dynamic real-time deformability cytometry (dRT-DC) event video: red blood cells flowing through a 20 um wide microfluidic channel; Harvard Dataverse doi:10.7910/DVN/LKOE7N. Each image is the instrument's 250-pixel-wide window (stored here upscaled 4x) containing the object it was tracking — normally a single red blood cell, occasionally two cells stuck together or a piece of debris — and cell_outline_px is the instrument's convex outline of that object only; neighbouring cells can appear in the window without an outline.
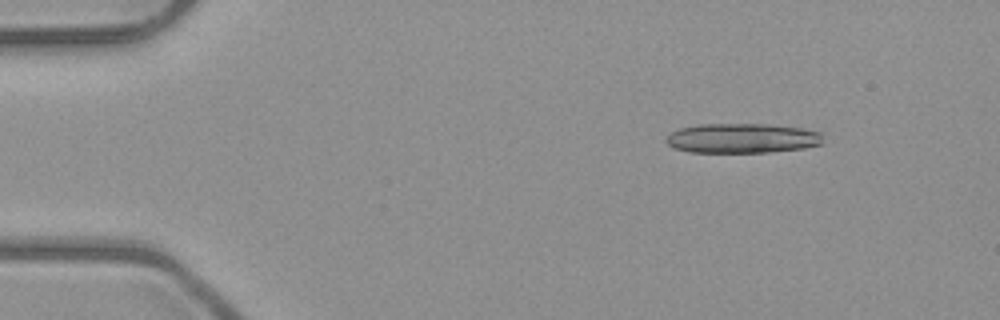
{"species": "common noctule bat (a hibernating species)", "species_latin": "Nyctalus noctula", "temperature_condition": "room temperature", "stored_images_in_passage": 8, "segment_of_instrument_passage": [1, 2], "camera_frame_rate_fps": 3000, "um_per_image_px": 0.085, "animal": {"sex": "male", "body_mass_g": 23.1, "forearm_length_mm": 52.7}, "frame": {"image": 1, "passage_image": 1, "time_ms": 0.0, "image_size_px": [1000, 320], "cell_outline_px": [[824, 144], [804, 148], [768, 152], [688, 152], [676, 148], [668, 144], [664, 140], [672, 132], [680, 128], [696, 124], [768, 124], [804, 128], [820, 132]], "centroid_in_image_um": [63.11, 11.74], "position_along_channel_um": 21.9, "area_um2": 27.28}}